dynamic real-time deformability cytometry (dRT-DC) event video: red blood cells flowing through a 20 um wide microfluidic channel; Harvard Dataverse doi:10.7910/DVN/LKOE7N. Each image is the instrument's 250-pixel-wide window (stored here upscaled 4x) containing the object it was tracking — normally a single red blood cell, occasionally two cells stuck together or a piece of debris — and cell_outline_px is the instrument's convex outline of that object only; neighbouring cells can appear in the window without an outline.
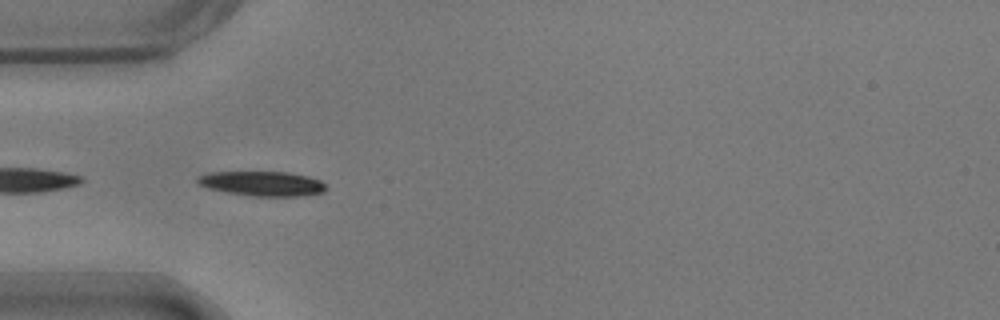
{"species": "common noctule bat (a hibernating species)", "species_latin": "Nyctalus noctula", "temperature_condition": "warm", "stored_images_in_passage": 9, "camera_frame_rate_fps": 3000, "um_per_image_px": 0.085, "animal": {"sex": "male", "body_mass_g": 17.9}, "frame": {"image": 1, "passage_image": 1, "time_ms": 0.0, "image_size_px": [1000, 320], "cell_outline_px": [[328, 188], [324, 192], [296, 196], [248, 196], [208, 188], [196, 184], [196, 176], [208, 172], [288, 172], [308, 176], [320, 180]], "centroid_in_image_um": [22.25, 15.6], "position_along_channel_um": 62.8, "area_um2": 18.61}}
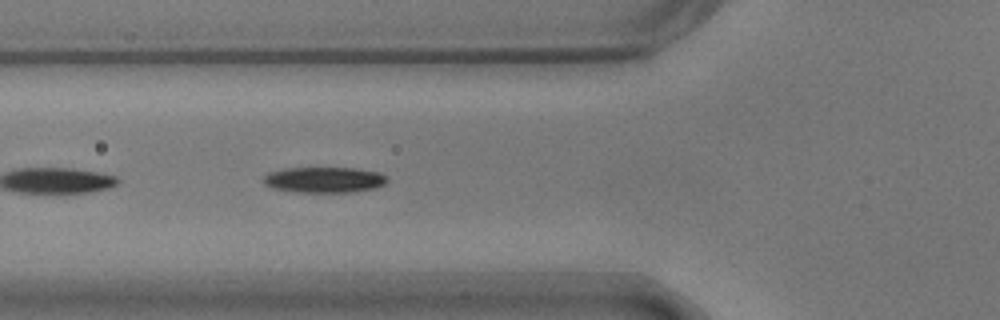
{"frame": {"image": 2, "passage_image": 4, "time_ms": 1.0, "image_size_px": [1000, 320], "cell_outline_px": [[388, 180], [384, 184], [376, 188], [352, 192], [296, 192], [272, 188], [264, 184], [264, 176], [268, 172], [284, 168], [352, 168], [380, 172], [388, 176]], "centroid_in_image_um": [27.57, 15.28], "position_along_channel_um": 98.2, "area_um2": 18.67}}